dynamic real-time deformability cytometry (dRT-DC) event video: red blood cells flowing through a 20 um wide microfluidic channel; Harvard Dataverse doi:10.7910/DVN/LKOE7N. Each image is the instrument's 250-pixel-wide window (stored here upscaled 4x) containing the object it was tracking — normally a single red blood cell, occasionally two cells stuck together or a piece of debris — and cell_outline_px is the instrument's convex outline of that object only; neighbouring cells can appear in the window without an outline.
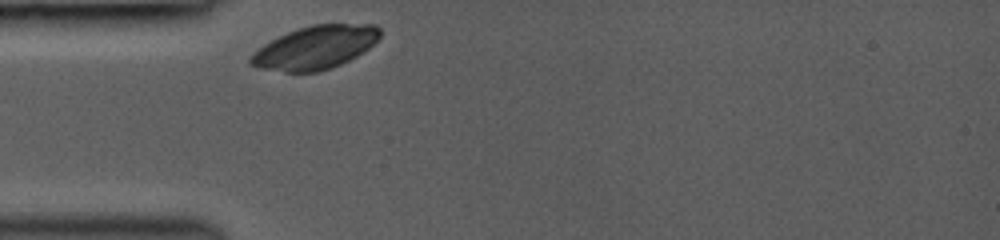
{"species": "common noctule bat (a hibernating species)", "species_latin": "Nyctalus noctula", "temperature_condition": "room temperature", "stored_images_in_passage": 27, "camera_frame_rate_fps": 3000, "um_per_image_px": 0.085, "animal": {"sex": "female", "body_mass_g": 19.0, "forearm_length_mm": 53.3}, "frame": {"image": 1, "passage_image": 1, "time_ms": 0.0, "image_size_px": [1000, 240], "cell_outline_px": [[380, 36], [368, 48], [356, 56], [332, 68], [316, 72], [284, 72], [260, 68], [248, 64], [248, 60], [264, 44], [288, 32], [312, 24], [372, 24], [380, 28]], "centroid_in_image_um": [26.79, 4.04], "position_along_channel_um": 58.2, "area_um2": 32.14}}
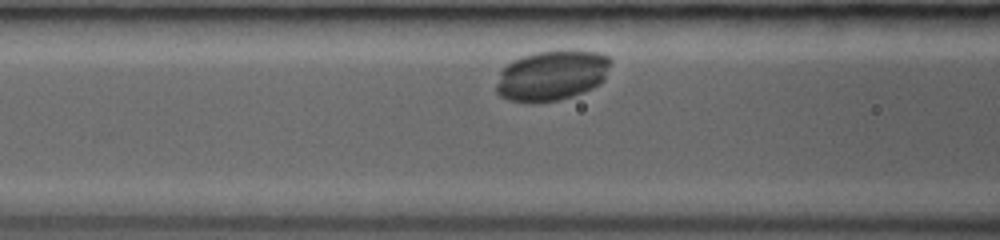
{"frame": {"image": 2, "passage_image": 6, "time_ms": 1.667, "image_size_px": [1000, 240], "cell_outline_px": [[612, 64], [604, 80], [600, 84], [584, 92], [560, 100], [532, 104], [528, 104], [508, 100], [500, 96], [496, 92], [496, 84], [500, 72], [512, 60], [536, 52], [600, 52], [608, 56], [612, 60]], "centroid_in_image_um": [46.9, 6.46], "position_along_channel_um": 119.7, "area_um2": 33.58}}